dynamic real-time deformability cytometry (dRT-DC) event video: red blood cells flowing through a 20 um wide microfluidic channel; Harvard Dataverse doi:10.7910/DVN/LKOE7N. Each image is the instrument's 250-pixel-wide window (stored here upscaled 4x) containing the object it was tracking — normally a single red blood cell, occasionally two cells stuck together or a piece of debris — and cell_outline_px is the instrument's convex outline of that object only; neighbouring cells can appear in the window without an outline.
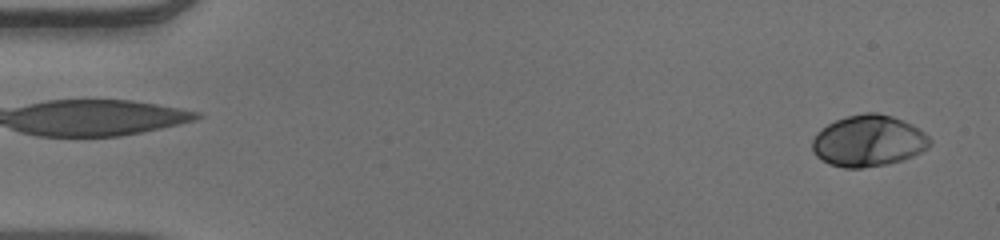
{"species": "human", "species_latin": "Homo sapiens", "temperature_condition": "warm", "stored_images_in_passage": 51, "camera_frame_rate_fps": 3000, "um_per_image_px": 0.085, "donor": {"sex": "male"}, "frame": {"image": 1, "passage_image": 1, "time_ms": 0.0, "image_size_px": [1000, 240], "cell_outline_px": [[932, 144], [928, 148], [912, 156], [888, 164], [860, 168], [844, 168], [828, 164], [816, 156], [812, 148], [812, 140], [816, 132], [820, 128], [836, 120], [848, 116], [864, 112], [876, 112], [892, 116], [904, 120], [912, 124], [924, 132], [932, 140]], "centroid_in_image_um": [73.81, 11.97], "position_along_channel_um": 11.2, "area_um2": 35.43}}
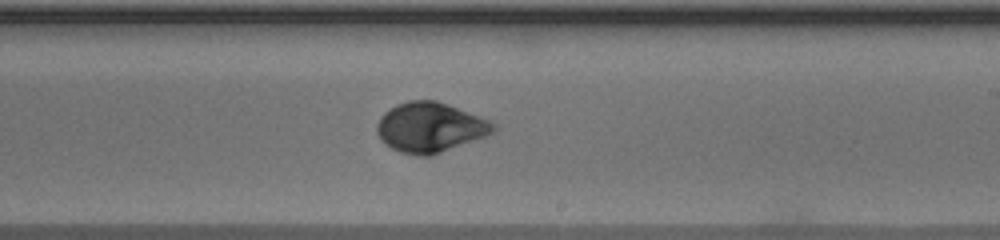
{"frame": {"image": 2, "passage_image": 30, "time_ms": 9.667, "image_size_px": [1000, 240], "cell_outline_px": [[496, 132], [432, 156], [416, 156], [400, 152], [384, 144], [380, 140], [376, 132], [376, 124], [380, 116], [384, 112], [396, 104], [408, 100], [436, 100], [448, 104], [488, 120], [496, 124]], "centroid_in_image_um": [36.52, 10.83], "position_along_channel_um": 252.5, "area_um2": 34.1}}
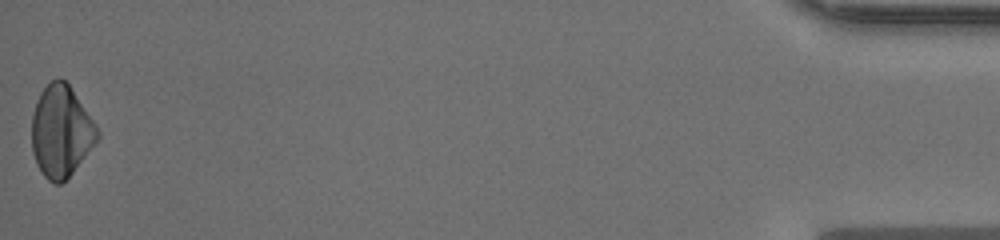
{"frame": {"image": 3, "passage_image": 51, "time_ms": 16.667, "image_size_px": [1000, 240], "cell_outline_px": [[100, 136], [72, 172], [60, 184], [56, 184], [48, 180], [44, 176], [36, 164], [32, 152], [32, 116], [36, 100], [40, 92], [56, 76], [60, 76], [68, 84], [96, 124], [100, 132]], "centroid_in_image_um": [5.17, 11.14], "position_along_channel_um": 430.0, "area_um2": 34.8}, "authors_computed_cell_mechanics": {"area_um2": 33.524, "velocity_mm_per_s": 3.9128, "shape_relaxation_time_tau1_ms": 3.1562, "shape_relaxation_time_tau2_ms": null, "deformation_change_tau1": 0.167, "deformation_change_tau2": null}}